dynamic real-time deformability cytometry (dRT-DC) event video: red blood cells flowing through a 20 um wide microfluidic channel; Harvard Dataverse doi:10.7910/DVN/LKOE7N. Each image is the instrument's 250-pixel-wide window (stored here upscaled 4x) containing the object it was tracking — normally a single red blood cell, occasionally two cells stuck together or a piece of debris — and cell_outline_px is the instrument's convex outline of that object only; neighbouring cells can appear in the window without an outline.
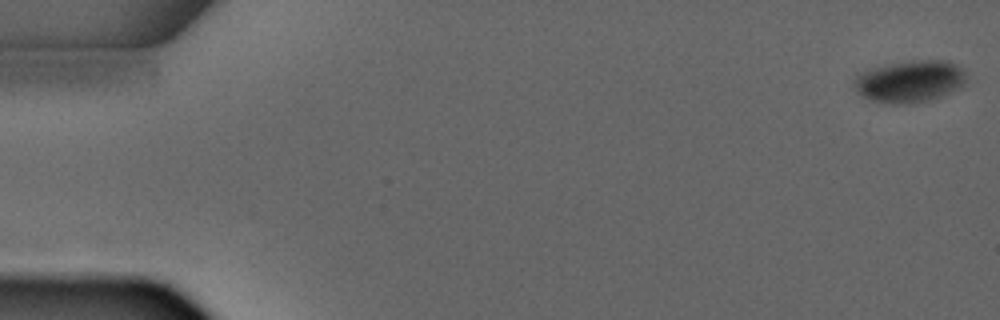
{"species": "common noctule bat (a hibernating species)", "species_latin": "Nyctalus noctula", "temperature_condition": "warm", "stored_images_in_passage": 6, "camera_frame_rate_fps": 3000, "um_per_image_px": 0.085, "animal": {"sex": "male", "forearm_length_mm": 52.5}, "frame": {"image": 1, "passage_image": 1, "time_ms": 0.0, "image_size_px": [1000, 320], "cell_outline_px": [[964, 84], [960, 88], [940, 96], [928, 100], [908, 104], [892, 104], [872, 100], [860, 96], [856, 92], [856, 76], [868, 68], [888, 64], [912, 60], [948, 60], [956, 64], [964, 72]], "centroid_in_image_um": [77.31, 6.91], "position_along_channel_um": 7.7, "area_um2": 27.34}}